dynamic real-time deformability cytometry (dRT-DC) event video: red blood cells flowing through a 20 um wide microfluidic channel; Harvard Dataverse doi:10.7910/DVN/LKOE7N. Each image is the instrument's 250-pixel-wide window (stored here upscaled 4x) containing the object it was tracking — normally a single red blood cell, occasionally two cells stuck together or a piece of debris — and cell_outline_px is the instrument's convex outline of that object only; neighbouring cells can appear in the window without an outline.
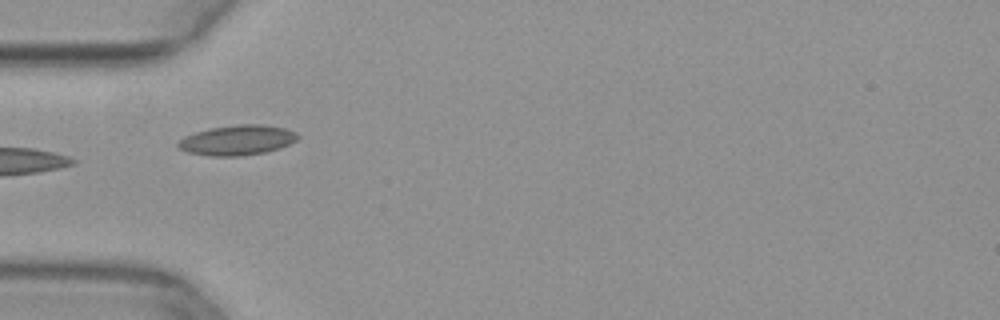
{"species": "common noctule bat (a hibernating species)", "species_latin": "Nyctalus noctula", "temperature_condition": "warm", "stored_images_in_passage": 23, "camera_frame_rate_fps": 3000, "um_per_image_px": 0.085, "animal": {"sex": "female", "body_mass_g": 29.2, "forearm_length_mm": 56.3}, "frame": {"image": 1, "passage_image": 1, "time_ms": 0.0, "image_size_px": [1000, 320], "cell_outline_px": [[300, 136], [296, 140], [280, 148], [264, 152], [240, 156], [208, 156], [188, 152], [180, 148], [176, 144], [184, 136], [208, 128], [240, 124], [264, 124], [284, 128], [296, 132]], "centroid_in_image_um": [20.17, 11.91], "position_along_channel_um": 64.8, "area_um2": 20.92}}